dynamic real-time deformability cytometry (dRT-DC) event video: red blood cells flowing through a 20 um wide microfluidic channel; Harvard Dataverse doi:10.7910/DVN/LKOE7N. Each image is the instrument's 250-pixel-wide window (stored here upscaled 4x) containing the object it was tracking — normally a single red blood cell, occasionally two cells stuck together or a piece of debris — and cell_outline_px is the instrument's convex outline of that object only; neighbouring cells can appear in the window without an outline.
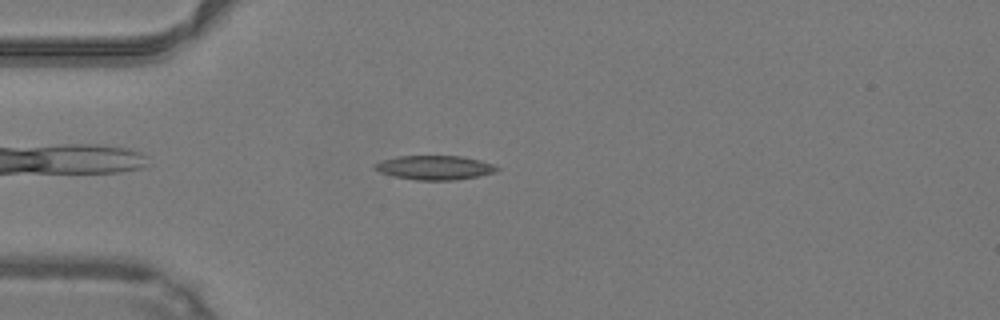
{"species": "common noctule bat (a hibernating species)", "species_latin": "Nyctalus noctula", "temperature_condition": "warm", "stored_images_in_passage": 39, "camera_frame_rate_fps": 3000, "um_per_image_px": 0.085, "animal": {"sex": "male", "body_mass_g": 19.2, "forearm_length_mm": 51.8}, "frame": {"image": 1, "passage_image": 4, "time_ms": 1.0, "image_size_px": [1000, 320], "cell_outline_px": [[500, 168], [496, 172], [456, 180], [416, 180], [392, 176], [380, 172], [372, 168], [372, 164], [396, 156], [460, 156], [480, 160], [492, 164]], "centroid_in_image_um": [36.91, 14.25], "position_along_channel_um": 48.1, "area_um2": 17.22}}
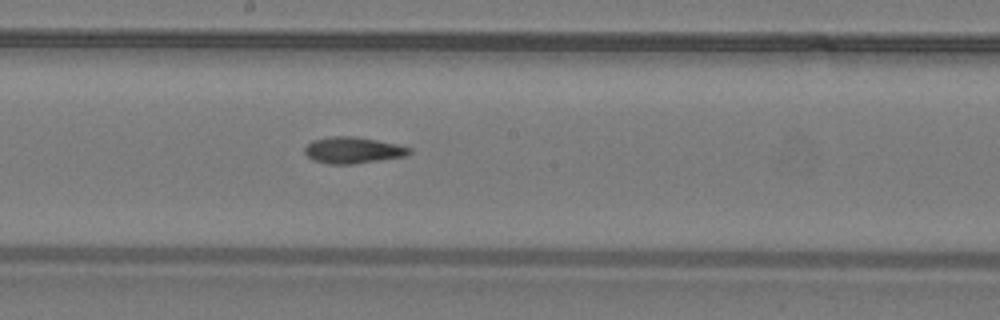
{"frame": {"image": 2, "passage_image": 17, "time_ms": 5.333, "image_size_px": [1000, 320], "cell_outline_px": [[412, 152], [404, 156], [352, 164], [328, 164], [312, 160], [304, 152], [304, 148], [312, 140], [328, 136], [356, 136], [396, 144], [412, 148]], "centroid_in_image_um": [29.96, 12.76], "position_along_channel_um": 218.2, "area_um2": 16.07}}
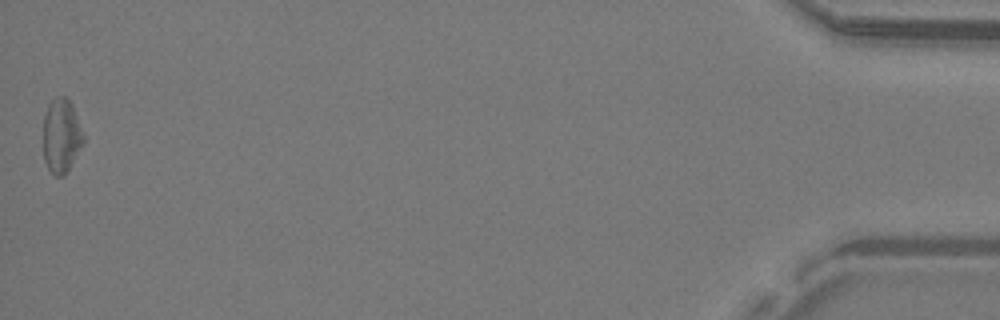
{"frame": {"image": 3, "passage_image": 39, "time_ms": 12.667, "image_size_px": [1000, 320], "cell_outline_px": [[84, 144], [64, 176], [56, 176], [48, 168], [44, 160], [44, 116], [48, 104], [56, 96], [64, 96], [72, 104], [84, 136]], "centroid_in_image_um": [5.22, 11.54], "position_along_channel_um": 430.0, "area_um2": 17.28}, "authors_computed_cell_mechanics": {"area_um2": 16.4152, "velocity_mm_per_s": 4.2521, "shape_relaxation_time_tau1_ms": null, "shape_relaxation_time_tau2_ms": 7.5533, "deformation_change_tau1": null, "deformation_change_tau2": 0.1697}}